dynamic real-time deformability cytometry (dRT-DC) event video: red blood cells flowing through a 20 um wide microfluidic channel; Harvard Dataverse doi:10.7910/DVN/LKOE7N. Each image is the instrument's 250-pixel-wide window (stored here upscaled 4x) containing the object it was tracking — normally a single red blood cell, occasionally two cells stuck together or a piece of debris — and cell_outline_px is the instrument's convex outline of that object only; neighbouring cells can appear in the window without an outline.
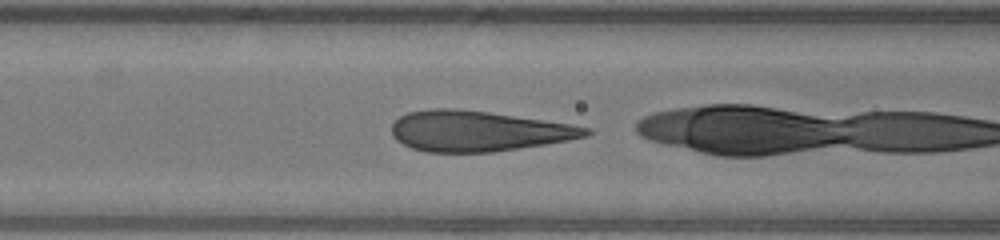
{"species": "human", "species_latin": "Homo sapiens", "temperature_condition": "warm", "stored_images_in_passage": 16, "camera_frame_rate_fps": 3000, "um_per_image_px": 0.085, "donor": {"sex": "male"}, "frame": {"image": 1, "passage_image": 3, "time_ms": 0.667, "image_size_px": [1000, 240], "cell_outline_px": [[592, 132], [588, 136], [568, 140], [544, 144], [492, 152], [424, 152], [412, 148], [396, 140], [392, 136], [392, 124], [400, 116], [408, 112], [428, 108], [456, 108], [488, 112], [568, 124], [592, 128]], "centroid_in_image_um": [40.59, 11.14], "position_along_channel_um": 126.0, "area_um2": 45.6}}
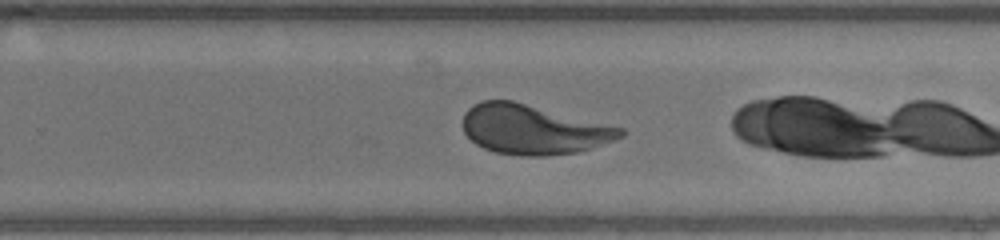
{"frame": {"image": 2, "passage_image": 14, "time_ms": 4.333, "image_size_px": [1000, 240], "cell_outline_px": [[624, 136], [576, 152], [548, 156], [520, 156], [496, 152], [484, 148], [476, 144], [464, 132], [464, 112], [468, 108], [484, 100], [512, 100], [624, 128]], "centroid_in_image_um": [45.3, 11.01], "position_along_channel_um": 284.5, "area_um2": 45.08}}